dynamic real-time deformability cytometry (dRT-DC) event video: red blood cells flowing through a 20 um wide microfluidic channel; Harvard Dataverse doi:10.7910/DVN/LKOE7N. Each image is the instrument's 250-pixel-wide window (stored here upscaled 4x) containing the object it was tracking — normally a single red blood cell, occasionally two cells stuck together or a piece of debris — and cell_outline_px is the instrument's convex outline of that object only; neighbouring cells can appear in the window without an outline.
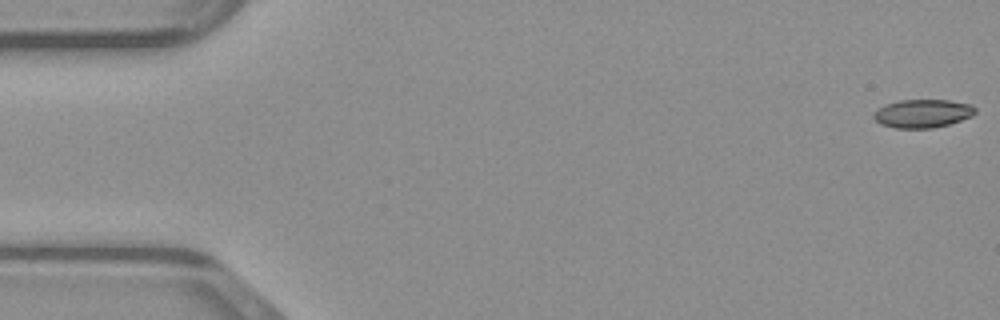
{"species": "common noctule bat (a hibernating species)", "species_latin": "Nyctalus noctula", "temperature_condition": "warm", "stored_images_in_passage": 49, "camera_frame_rate_fps": 3000, "um_per_image_px": 0.085, "animal": {"sex": "male", "body_mass_g": 23.1, "forearm_length_mm": 52.7}, "frame": {"image": 1, "passage_image": 1, "time_ms": 0.0, "image_size_px": [1000, 320], "cell_outline_px": [[976, 112], [972, 116], [948, 124], [932, 128], [896, 128], [880, 124], [872, 116], [880, 108], [888, 104], [900, 100], [948, 100], [972, 104], [976, 108]], "centroid_in_image_um": [78.46, 9.64], "position_along_channel_um": 6.5, "area_um2": 16.59}}
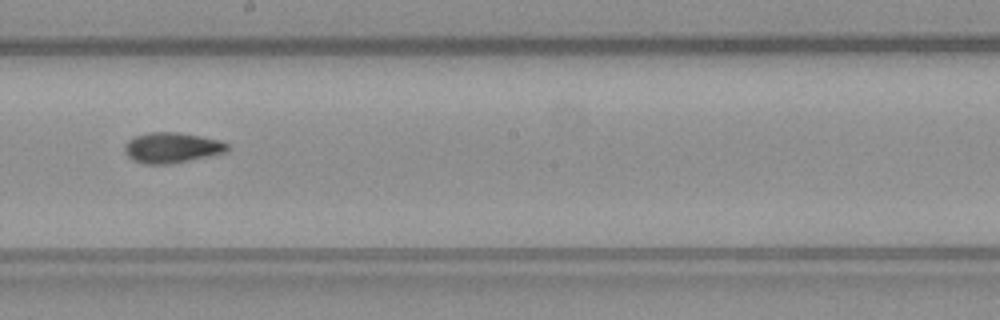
{"frame": {"image": 2, "passage_image": 27, "time_ms": 8.667, "image_size_px": [1000, 320], "cell_outline_px": [[228, 148], [224, 152], [208, 156], [172, 164], [144, 164], [132, 160], [124, 152], [124, 144], [128, 140], [136, 136], [152, 132], [176, 132], [200, 136], [220, 140], [228, 144]], "centroid_in_image_um": [14.56, 12.56], "position_along_channel_um": 233.6, "area_um2": 18.15}}
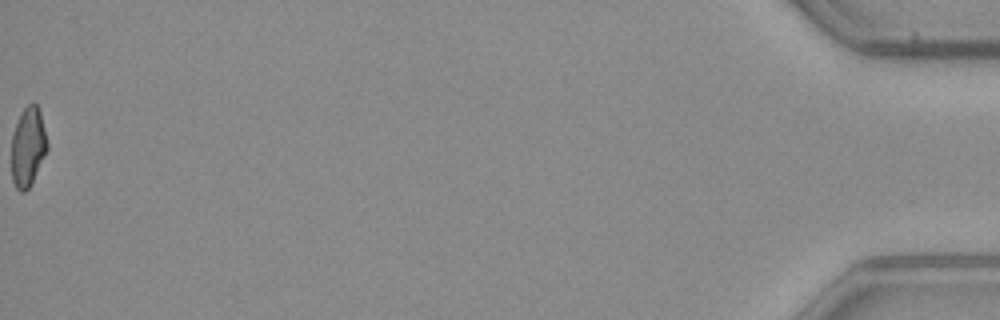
{"frame": {"image": 3, "passage_image": 49, "time_ms": 16.0, "image_size_px": [1000, 320], "cell_outline_px": [[48, 148], [32, 184], [24, 192], [20, 192], [16, 188], [12, 180], [12, 136], [20, 112], [28, 104], [36, 104], [40, 112], [48, 144]], "centroid_in_image_um": [2.38, 12.51], "position_along_channel_um": 432.8, "area_um2": 16.47}}